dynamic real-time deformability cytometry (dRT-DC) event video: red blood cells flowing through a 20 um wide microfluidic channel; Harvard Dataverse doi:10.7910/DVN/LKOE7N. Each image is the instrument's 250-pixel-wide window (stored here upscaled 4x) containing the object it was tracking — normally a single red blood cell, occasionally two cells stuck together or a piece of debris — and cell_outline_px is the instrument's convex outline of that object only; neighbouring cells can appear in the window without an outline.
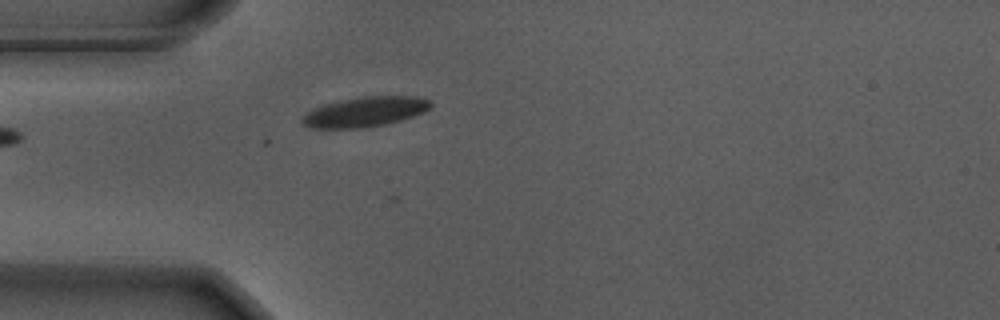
{"species": "Egyptian fruit bat (a non-hibernating species)", "species_latin": "Rousettus aegyptiacus", "temperature_condition": "warm", "stored_images_in_passage": 41, "camera_frame_rate_fps": 3000, "um_per_image_px": 0.085, "animal": {"sex": "male"}, "frame": {"image": 1, "passage_image": 1, "time_ms": 0.0, "image_size_px": [1000, 320], "cell_outline_px": [[432, 108], [424, 112], [400, 120], [384, 124], [360, 128], [312, 128], [304, 124], [300, 120], [308, 112], [324, 104], [340, 100], [360, 96], [412, 96], [428, 100], [432, 104]], "centroid_in_image_um": [31.04, 9.5], "position_along_channel_um": 54.0, "area_um2": 22.14}}
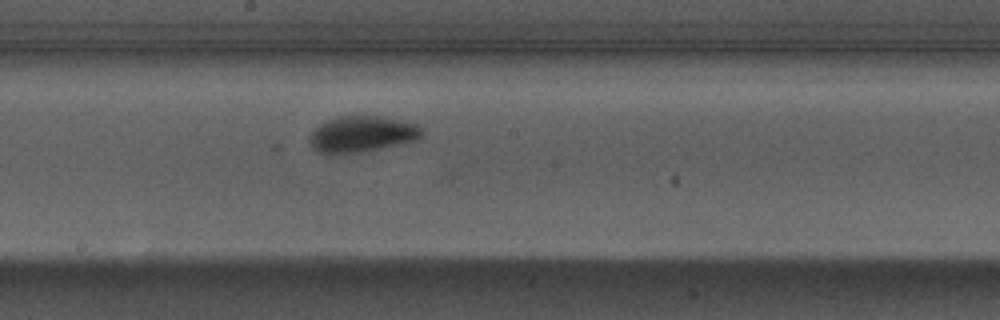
{"frame": {"image": 2, "passage_image": 15, "time_ms": 4.667, "image_size_px": [1000, 320], "cell_outline_px": [[424, 132], [416, 140], [400, 144], [364, 152], [328, 156], [312, 148], [312, 132], [320, 124], [328, 120], [340, 116], [384, 116], [416, 124]], "centroid_in_image_um": [30.77, 11.42], "position_along_channel_um": 217.4, "area_um2": 23.7}}
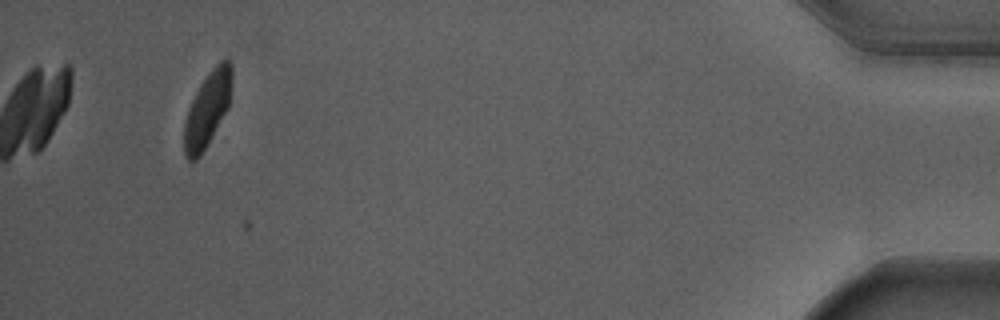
{"frame": {"image": 3, "passage_image": 38, "time_ms": 12.333, "image_size_px": [1000, 320], "cell_outline_px": [[232, 80], [228, 108], [200, 156], [196, 160], [188, 160], [184, 152], [184, 120], [188, 108], [196, 92], [212, 68], [220, 60], [228, 60], [232, 64]], "centroid_in_image_um": [17.62, 9.28], "position_along_channel_um": 417.6, "area_um2": 20.46}}